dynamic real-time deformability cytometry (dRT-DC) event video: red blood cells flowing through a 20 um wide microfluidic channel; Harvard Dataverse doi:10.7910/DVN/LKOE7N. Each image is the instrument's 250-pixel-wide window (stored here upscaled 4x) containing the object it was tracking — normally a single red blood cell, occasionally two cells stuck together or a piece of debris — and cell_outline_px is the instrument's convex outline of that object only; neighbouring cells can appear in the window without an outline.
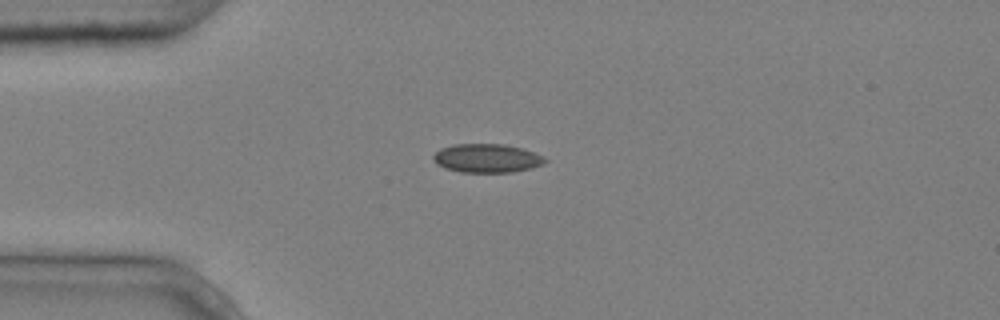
{"species": "common noctule bat (a hibernating species)", "species_latin": "Nyctalus noctula", "temperature_condition": "cold", "stored_images_in_passage": 7, "camera_frame_rate_fps": 3000, "um_per_image_px": 0.085, "animal": {"sex": "male", "body_mass_g": 20.4}, "frame": {"image": 1, "passage_image": 2, "time_ms": 0.333, "image_size_px": [1000, 320], "cell_outline_px": [[548, 160], [544, 164], [532, 168], [512, 172], [460, 172], [444, 168], [436, 164], [432, 160], [432, 156], [440, 148], [452, 144], [504, 144], [524, 148], [544, 156]], "centroid_in_image_um": [41.39, 13.44], "position_along_channel_um": 43.6, "area_um2": 19.02}}
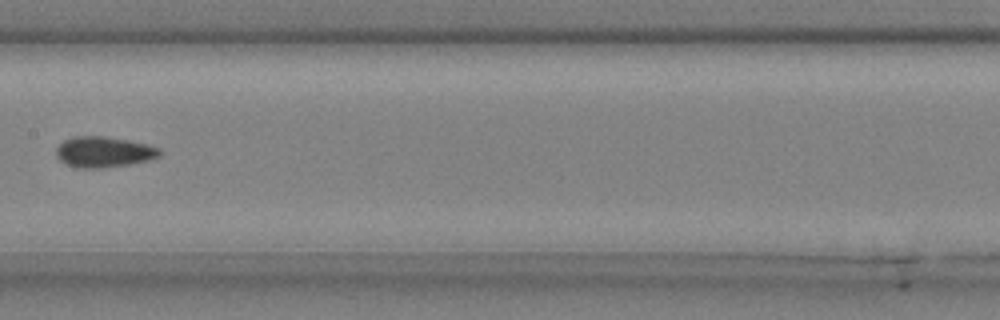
{"frame": {"image": 2, "passage_image": 6, "time_ms": 1.667, "image_size_px": [1000, 320], "cell_outline_px": [[164, 152], [160, 156], [148, 160], [128, 164], [100, 168], [84, 168], [68, 164], [60, 160], [56, 156], [56, 148], [64, 140], [72, 136], [104, 136], [128, 140], [148, 144], [160, 148]], "centroid_in_image_um": [8.85, 12.9], "position_along_channel_um": 198.5, "area_um2": 18.5}}
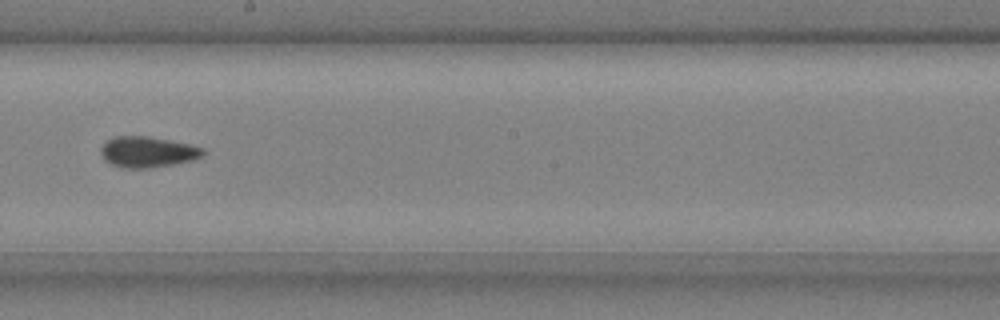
{"frame": {"image": 3, "passage_image": 7, "time_ms": 2.0, "image_size_px": [1000, 320], "cell_outline_px": [[204, 156], [192, 160], [172, 164], [148, 168], [120, 168], [104, 160], [100, 152], [100, 148], [112, 136], [148, 136], [188, 144], [204, 148]], "centroid_in_image_um": [12.52, 12.92], "position_along_channel_um": 235.7, "area_um2": 18.32}}